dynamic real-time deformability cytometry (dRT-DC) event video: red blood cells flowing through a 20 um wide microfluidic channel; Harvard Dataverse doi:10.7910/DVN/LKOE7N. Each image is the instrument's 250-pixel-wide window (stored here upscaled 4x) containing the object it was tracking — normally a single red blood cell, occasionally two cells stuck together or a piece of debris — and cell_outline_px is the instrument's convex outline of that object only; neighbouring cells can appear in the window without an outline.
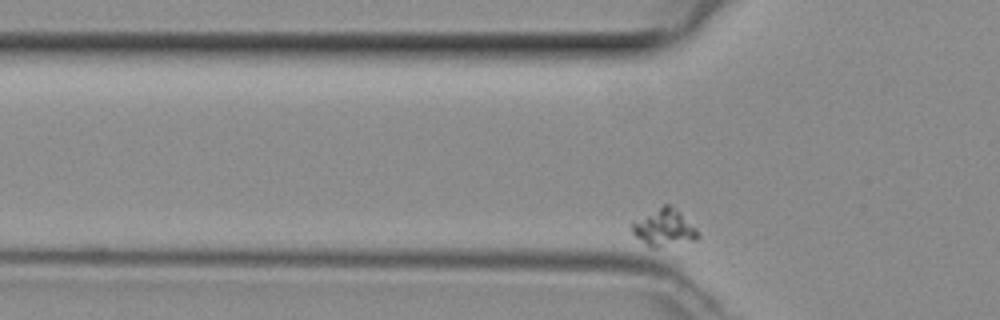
{"species": "common noctule bat (a hibernating species)", "species_latin": "Nyctalus noctula", "temperature_condition": "room temperature", "stored_images_in_passage": 31, "camera_frame_rate_fps": 3000, "um_per_image_px": 0.085, "animal": {"sex": "female", "body_mass_g": 29.2, "forearm_length_mm": 56.3}, "frame": {"image": 1, "passage_image": 2, "time_ms": 0.333, "image_size_px": [1000, 320], "cell_outline_px": [[700, 236], [696, 240], [656, 248], [652, 248], [636, 236], [632, 232], [632, 220], [664, 204], [668, 204], [680, 212], [696, 228]], "centroid_in_image_um": [56.44, 19.35], "position_along_channel_um": 69.4, "area_um2": 14.22}}
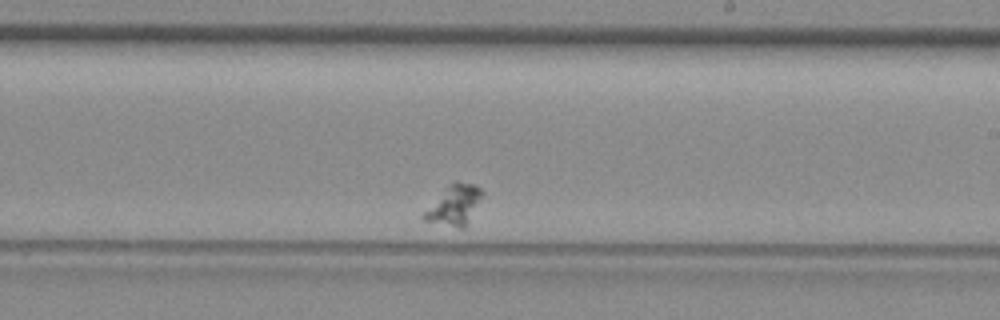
{"frame": {"image": 2, "passage_image": 18, "time_ms": 5.667, "image_size_px": [1000, 320], "cell_outline_px": [[480, 196], [464, 228], [460, 228], [424, 220], [420, 216], [448, 184], [456, 180], [476, 184], [480, 188]], "centroid_in_image_um": [38.55, 17.4], "position_along_channel_um": 250.4, "area_um2": 13.01}}
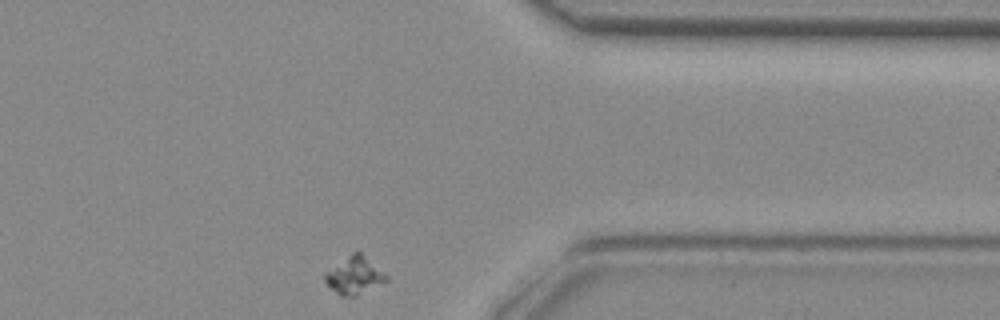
{"frame": {"image": 3, "passage_image": 30, "time_ms": 9.667, "image_size_px": [1000, 320], "cell_outline_px": [[388, 280], [384, 284], [356, 296], [340, 296], [324, 280], [324, 272], [356, 248], [384, 272], [388, 276]], "centroid_in_image_um": [30.14, 23.39], "position_along_channel_um": 381.3, "area_um2": 13.7}}